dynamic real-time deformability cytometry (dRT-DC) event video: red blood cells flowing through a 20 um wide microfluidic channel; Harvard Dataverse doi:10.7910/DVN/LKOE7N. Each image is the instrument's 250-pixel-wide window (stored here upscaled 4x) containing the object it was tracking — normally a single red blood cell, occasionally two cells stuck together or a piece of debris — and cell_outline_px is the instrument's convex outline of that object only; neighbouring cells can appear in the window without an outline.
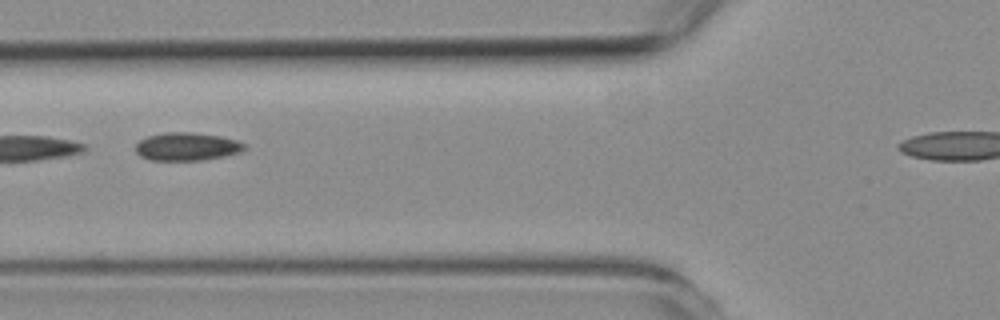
{"species": "common noctule bat (a hibernating species)", "species_latin": "Nyctalus noctula", "temperature_condition": "room temperature", "stored_images_in_passage": 41, "camera_frame_rate_fps": 3000, "um_per_image_px": 0.085, "animal": {"sex": "female", "body_mass_g": 19.3, "forearm_length_mm": 54.1}, "frame": {"image": 1, "passage_image": 13, "time_ms": 4.0, "image_size_px": [1000, 320], "cell_outline_px": [[248, 148], [240, 152], [224, 156], [204, 160], [148, 160], [140, 156], [136, 152], [136, 144], [140, 140], [148, 136], [164, 132], [192, 132], [220, 136], [236, 140], [244, 144]], "centroid_in_image_um": [15.88, 12.46], "position_along_channel_um": 109.9, "area_um2": 17.86}}
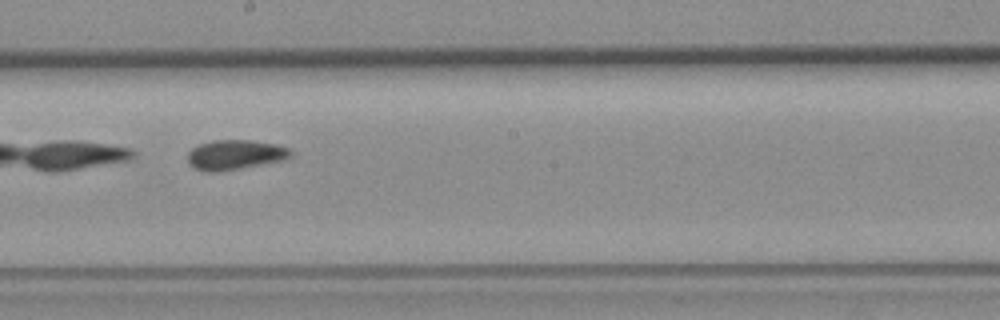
{"frame": {"image": 2, "passage_image": 23, "time_ms": 7.333, "image_size_px": [1000, 320], "cell_outline_px": [[292, 156], [288, 160], [216, 172], [208, 172], [192, 168], [188, 164], [188, 152], [192, 148], [200, 144], [212, 140], [252, 140], [276, 144], [288, 148], [292, 152]], "centroid_in_image_um": [19.99, 13.16], "position_along_channel_um": 228.2, "area_um2": 18.15}}
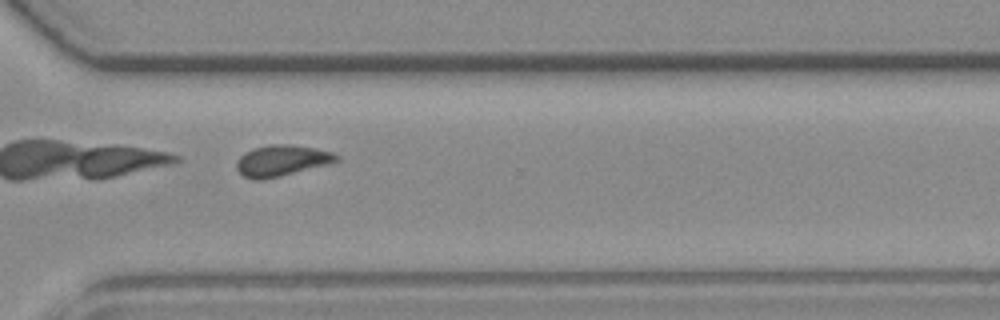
{"frame": {"image": 3, "passage_image": 33, "time_ms": 10.667, "image_size_px": [1000, 320], "cell_outline_px": [[340, 160], [332, 164], [264, 180], [252, 180], [244, 176], [236, 168], [236, 160], [244, 152], [252, 148], [268, 144], [288, 144], [316, 148], [332, 152], [340, 156]], "centroid_in_image_um": [23.96, 13.65], "position_along_channel_um": 346.6, "area_um2": 18.55}}